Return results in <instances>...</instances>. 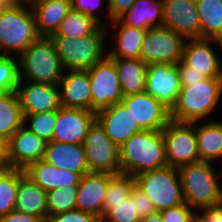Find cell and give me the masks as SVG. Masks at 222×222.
<instances>
[{"label": "cell", "mask_w": 222, "mask_h": 222, "mask_svg": "<svg viewBox=\"0 0 222 222\" xmlns=\"http://www.w3.org/2000/svg\"><path fill=\"white\" fill-rule=\"evenodd\" d=\"M221 100L222 77H206L181 88L177 103L170 111V118L180 123L215 120L211 119V114L217 113Z\"/></svg>", "instance_id": "6da1fadb"}, {"label": "cell", "mask_w": 222, "mask_h": 222, "mask_svg": "<svg viewBox=\"0 0 222 222\" xmlns=\"http://www.w3.org/2000/svg\"><path fill=\"white\" fill-rule=\"evenodd\" d=\"M121 173L132 176L167 166L163 131L142 130L119 147Z\"/></svg>", "instance_id": "7a4b0ae2"}, {"label": "cell", "mask_w": 222, "mask_h": 222, "mask_svg": "<svg viewBox=\"0 0 222 222\" xmlns=\"http://www.w3.org/2000/svg\"><path fill=\"white\" fill-rule=\"evenodd\" d=\"M214 165L199 161L178 168L185 203L195 211L222 202V170Z\"/></svg>", "instance_id": "3957f363"}, {"label": "cell", "mask_w": 222, "mask_h": 222, "mask_svg": "<svg viewBox=\"0 0 222 222\" xmlns=\"http://www.w3.org/2000/svg\"><path fill=\"white\" fill-rule=\"evenodd\" d=\"M19 81L58 85L65 71L51 37L40 36L18 57Z\"/></svg>", "instance_id": "277c9868"}, {"label": "cell", "mask_w": 222, "mask_h": 222, "mask_svg": "<svg viewBox=\"0 0 222 222\" xmlns=\"http://www.w3.org/2000/svg\"><path fill=\"white\" fill-rule=\"evenodd\" d=\"M39 37L31 5L0 7V55L19 57Z\"/></svg>", "instance_id": "5b68a950"}, {"label": "cell", "mask_w": 222, "mask_h": 222, "mask_svg": "<svg viewBox=\"0 0 222 222\" xmlns=\"http://www.w3.org/2000/svg\"><path fill=\"white\" fill-rule=\"evenodd\" d=\"M65 70H89L107 55V29L100 25L92 34L78 39L50 36Z\"/></svg>", "instance_id": "8992f818"}, {"label": "cell", "mask_w": 222, "mask_h": 222, "mask_svg": "<svg viewBox=\"0 0 222 222\" xmlns=\"http://www.w3.org/2000/svg\"><path fill=\"white\" fill-rule=\"evenodd\" d=\"M135 183L152 201L158 212L185 203L177 168L167 165L141 173L135 176Z\"/></svg>", "instance_id": "52a82bcc"}, {"label": "cell", "mask_w": 222, "mask_h": 222, "mask_svg": "<svg viewBox=\"0 0 222 222\" xmlns=\"http://www.w3.org/2000/svg\"><path fill=\"white\" fill-rule=\"evenodd\" d=\"M185 39L166 27L146 30L139 58L146 64H174L182 60Z\"/></svg>", "instance_id": "ba28073f"}, {"label": "cell", "mask_w": 222, "mask_h": 222, "mask_svg": "<svg viewBox=\"0 0 222 222\" xmlns=\"http://www.w3.org/2000/svg\"><path fill=\"white\" fill-rule=\"evenodd\" d=\"M83 146L90 173H121L119 148L97 120L89 127Z\"/></svg>", "instance_id": "9c48e42d"}, {"label": "cell", "mask_w": 222, "mask_h": 222, "mask_svg": "<svg viewBox=\"0 0 222 222\" xmlns=\"http://www.w3.org/2000/svg\"><path fill=\"white\" fill-rule=\"evenodd\" d=\"M162 131L167 165L178 169L200 161L195 122L180 123L170 120Z\"/></svg>", "instance_id": "30bf717a"}, {"label": "cell", "mask_w": 222, "mask_h": 222, "mask_svg": "<svg viewBox=\"0 0 222 222\" xmlns=\"http://www.w3.org/2000/svg\"><path fill=\"white\" fill-rule=\"evenodd\" d=\"M92 112L120 103L123 94L120 88L117 69L113 61L106 55L101 61L88 70Z\"/></svg>", "instance_id": "8fae6325"}, {"label": "cell", "mask_w": 222, "mask_h": 222, "mask_svg": "<svg viewBox=\"0 0 222 222\" xmlns=\"http://www.w3.org/2000/svg\"><path fill=\"white\" fill-rule=\"evenodd\" d=\"M145 81V92L171 111L177 103L182 88L177 65L147 64Z\"/></svg>", "instance_id": "7c38bea8"}, {"label": "cell", "mask_w": 222, "mask_h": 222, "mask_svg": "<svg viewBox=\"0 0 222 222\" xmlns=\"http://www.w3.org/2000/svg\"><path fill=\"white\" fill-rule=\"evenodd\" d=\"M163 27L185 40L201 39L196 0H163Z\"/></svg>", "instance_id": "4fadbf2b"}, {"label": "cell", "mask_w": 222, "mask_h": 222, "mask_svg": "<svg viewBox=\"0 0 222 222\" xmlns=\"http://www.w3.org/2000/svg\"><path fill=\"white\" fill-rule=\"evenodd\" d=\"M219 48L222 51V41L216 39L186 40L182 61L206 77H222V55H219L220 51L216 52Z\"/></svg>", "instance_id": "5bb4252c"}, {"label": "cell", "mask_w": 222, "mask_h": 222, "mask_svg": "<svg viewBox=\"0 0 222 222\" xmlns=\"http://www.w3.org/2000/svg\"><path fill=\"white\" fill-rule=\"evenodd\" d=\"M121 102L142 130L162 131L171 120L170 110L147 92L123 96Z\"/></svg>", "instance_id": "9a60e30c"}, {"label": "cell", "mask_w": 222, "mask_h": 222, "mask_svg": "<svg viewBox=\"0 0 222 222\" xmlns=\"http://www.w3.org/2000/svg\"><path fill=\"white\" fill-rule=\"evenodd\" d=\"M16 92L24 116L59 110L62 107L58 85L19 81Z\"/></svg>", "instance_id": "2e32d148"}, {"label": "cell", "mask_w": 222, "mask_h": 222, "mask_svg": "<svg viewBox=\"0 0 222 222\" xmlns=\"http://www.w3.org/2000/svg\"><path fill=\"white\" fill-rule=\"evenodd\" d=\"M96 120V113L79 108L61 107L52 135L53 141L83 144L89 127Z\"/></svg>", "instance_id": "e0dca14e"}, {"label": "cell", "mask_w": 222, "mask_h": 222, "mask_svg": "<svg viewBox=\"0 0 222 222\" xmlns=\"http://www.w3.org/2000/svg\"><path fill=\"white\" fill-rule=\"evenodd\" d=\"M46 144L47 141L23 125L8 140L11 167L25 170L31 163L42 160Z\"/></svg>", "instance_id": "ac0fdd59"}, {"label": "cell", "mask_w": 222, "mask_h": 222, "mask_svg": "<svg viewBox=\"0 0 222 222\" xmlns=\"http://www.w3.org/2000/svg\"><path fill=\"white\" fill-rule=\"evenodd\" d=\"M96 120L118 148L131 136L142 131L122 102L96 112Z\"/></svg>", "instance_id": "d6986e66"}, {"label": "cell", "mask_w": 222, "mask_h": 222, "mask_svg": "<svg viewBox=\"0 0 222 222\" xmlns=\"http://www.w3.org/2000/svg\"><path fill=\"white\" fill-rule=\"evenodd\" d=\"M106 29L108 57L139 58L141 44L146 30L130 27L120 19L109 22Z\"/></svg>", "instance_id": "ffe728a7"}, {"label": "cell", "mask_w": 222, "mask_h": 222, "mask_svg": "<svg viewBox=\"0 0 222 222\" xmlns=\"http://www.w3.org/2000/svg\"><path fill=\"white\" fill-rule=\"evenodd\" d=\"M58 87L62 107L92 111L90 76L87 70H65Z\"/></svg>", "instance_id": "44dd1931"}, {"label": "cell", "mask_w": 222, "mask_h": 222, "mask_svg": "<svg viewBox=\"0 0 222 222\" xmlns=\"http://www.w3.org/2000/svg\"><path fill=\"white\" fill-rule=\"evenodd\" d=\"M110 174L87 173L77 185L76 209L103 218V201L107 193Z\"/></svg>", "instance_id": "7402d4cb"}, {"label": "cell", "mask_w": 222, "mask_h": 222, "mask_svg": "<svg viewBox=\"0 0 222 222\" xmlns=\"http://www.w3.org/2000/svg\"><path fill=\"white\" fill-rule=\"evenodd\" d=\"M43 160L47 163L81 176L90 173L83 144L49 141L46 144Z\"/></svg>", "instance_id": "603a6c76"}, {"label": "cell", "mask_w": 222, "mask_h": 222, "mask_svg": "<svg viewBox=\"0 0 222 222\" xmlns=\"http://www.w3.org/2000/svg\"><path fill=\"white\" fill-rule=\"evenodd\" d=\"M24 171L46 192L78 185L82 177L79 173L57 168L43 159L31 163Z\"/></svg>", "instance_id": "cb8c5ba5"}, {"label": "cell", "mask_w": 222, "mask_h": 222, "mask_svg": "<svg viewBox=\"0 0 222 222\" xmlns=\"http://www.w3.org/2000/svg\"><path fill=\"white\" fill-rule=\"evenodd\" d=\"M15 210L47 221V192L36 184L23 169H19V186Z\"/></svg>", "instance_id": "d4e9b609"}, {"label": "cell", "mask_w": 222, "mask_h": 222, "mask_svg": "<svg viewBox=\"0 0 222 222\" xmlns=\"http://www.w3.org/2000/svg\"><path fill=\"white\" fill-rule=\"evenodd\" d=\"M40 36L50 37L72 8L70 0H35L31 4Z\"/></svg>", "instance_id": "484cf974"}, {"label": "cell", "mask_w": 222, "mask_h": 222, "mask_svg": "<svg viewBox=\"0 0 222 222\" xmlns=\"http://www.w3.org/2000/svg\"><path fill=\"white\" fill-rule=\"evenodd\" d=\"M204 122V123H203ZM195 122L200 161L222 162V120Z\"/></svg>", "instance_id": "4316f807"}, {"label": "cell", "mask_w": 222, "mask_h": 222, "mask_svg": "<svg viewBox=\"0 0 222 222\" xmlns=\"http://www.w3.org/2000/svg\"><path fill=\"white\" fill-rule=\"evenodd\" d=\"M118 72L123 96L145 92L147 64L140 58L109 57Z\"/></svg>", "instance_id": "83f0119b"}, {"label": "cell", "mask_w": 222, "mask_h": 222, "mask_svg": "<svg viewBox=\"0 0 222 222\" xmlns=\"http://www.w3.org/2000/svg\"><path fill=\"white\" fill-rule=\"evenodd\" d=\"M119 19L130 27L144 30L161 27L163 23V0H135L131 8Z\"/></svg>", "instance_id": "f1b7e54d"}, {"label": "cell", "mask_w": 222, "mask_h": 222, "mask_svg": "<svg viewBox=\"0 0 222 222\" xmlns=\"http://www.w3.org/2000/svg\"><path fill=\"white\" fill-rule=\"evenodd\" d=\"M24 125V115L16 91L0 94V138L9 140Z\"/></svg>", "instance_id": "f546056e"}, {"label": "cell", "mask_w": 222, "mask_h": 222, "mask_svg": "<svg viewBox=\"0 0 222 222\" xmlns=\"http://www.w3.org/2000/svg\"><path fill=\"white\" fill-rule=\"evenodd\" d=\"M201 39L222 41V0H196Z\"/></svg>", "instance_id": "4dcf8cb0"}, {"label": "cell", "mask_w": 222, "mask_h": 222, "mask_svg": "<svg viewBox=\"0 0 222 222\" xmlns=\"http://www.w3.org/2000/svg\"><path fill=\"white\" fill-rule=\"evenodd\" d=\"M100 24L86 13L71 8L61 21L58 29L51 36H65L73 39L83 38L92 34Z\"/></svg>", "instance_id": "1f68e13d"}, {"label": "cell", "mask_w": 222, "mask_h": 222, "mask_svg": "<svg viewBox=\"0 0 222 222\" xmlns=\"http://www.w3.org/2000/svg\"><path fill=\"white\" fill-rule=\"evenodd\" d=\"M135 185V177L132 175L110 174L107 193L103 201V217L111 210V204H119L129 198Z\"/></svg>", "instance_id": "d6a6232c"}, {"label": "cell", "mask_w": 222, "mask_h": 222, "mask_svg": "<svg viewBox=\"0 0 222 222\" xmlns=\"http://www.w3.org/2000/svg\"><path fill=\"white\" fill-rule=\"evenodd\" d=\"M19 169L0 172V218L15 209Z\"/></svg>", "instance_id": "836d02e7"}, {"label": "cell", "mask_w": 222, "mask_h": 222, "mask_svg": "<svg viewBox=\"0 0 222 222\" xmlns=\"http://www.w3.org/2000/svg\"><path fill=\"white\" fill-rule=\"evenodd\" d=\"M77 185L47 192V216L76 209Z\"/></svg>", "instance_id": "e575fe53"}, {"label": "cell", "mask_w": 222, "mask_h": 222, "mask_svg": "<svg viewBox=\"0 0 222 222\" xmlns=\"http://www.w3.org/2000/svg\"><path fill=\"white\" fill-rule=\"evenodd\" d=\"M57 120V110L28 114L24 116V126L38 137L49 142L52 140L55 124Z\"/></svg>", "instance_id": "d590c367"}, {"label": "cell", "mask_w": 222, "mask_h": 222, "mask_svg": "<svg viewBox=\"0 0 222 222\" xmlns=\"http://www.w3.org/2000/svg\"><path fill=\"white\" fill-rule=\"evenodd\" d=\"M18 82V57L0 55V94L16 91Z\"/></svg>", "instance_id": "8d00e7d4"}, {"label": "cell", "mask_w": 222, "mask_h": 222, "mask_svg": "<svg viewBox=\"0 0 222 222\" xmlns=\"http://www.w3.org/2000/svg\"><path fill=\"white\" fill-rule=\"evenodd\" d=\"M140 220L135 203L129 197L119 204H111V210L101 219V222H140Z\"/></svg>", "instance_id": "74e56055"}, {"label": "cell", "mask_w": 222, "mask_h": 222, "mask_svg": "<svg viewBox=\"0 0 222 222\" xmlns=\"http://www.w3.org/2000/svg\"><path fill=\"white\" fill-rule=\"evenodd\" d=\"M103 4L104 6H106L104 9L102 8L104 7ZM71 6L74 10L86 13L88 16H91L100 25L107 26L110 22V17L108 13V0H105V3L104 0H71ZM101 9L105 10L104 12L106 14V17L105 14L103 15V13H99L101 11L103 12V10ZM104 17L106 18V20Z\"/></svg>", "instance_id": "f35d334b"}, {"label": "cell", "mask_w": 222, "mask_h": 222, "mask_svg": "<svg viewBox=\"0 0 222 222\" xmlns=\"http://www.w3.org/2000/svg\"><path fill=\"white\" fill-rule=\"evenodd\" d=\"M46 222H101V219L94 214L73 209L49 216Z\"/></svg>", "instance_id": "ab89813d"}, {"label": "cell", "mask_w": 222, "mask_h": 222, "mask_svg": "<svg viewBox=\"0 0 222 222\" xmlns=\"http://www.w3.org/2000/svg\"><path fill=\"white\" fill-rule=\"evenodd\" d=\"M130 197L135 203L136 213H138L140 218L147 217L157 212L152 201L136 185L133 187Z\"/></svg>", "instance_id": "60d3db41"}, {"label": "cell", "mask_w": 222, "mask_h": 222, "mask_svg": "<svg viewBox=\"0 0 222 222\" xmlns=\"http://www.w3.org/2000/svg\"><path fill=\"white\" fill-rule=\"evenodd\" d=\"M194 212L195 210L184 203L179 206L163 210L160 213L164 222H190Z\"/></svg>", "instance_id": "b9f144b4"}, {"label": "cell", "mask_w": 222, "mask_h": 222, "mask_svg": "<svg viewBox=\"0 0 222 222\" xmlns=\"http://www.w3.org/2000/svg\"><path fill=\"white\" fill-rule=\"evenodd\" d=\"M176 65L179 72L181 87L190 86V83L199 82L206 78L203 73L192 70V67L186 65L182 60Z\"/></svg>", "instance_id": "7bdbcfd3"}, {"label": "cell", "mask_w": 222, "mask_h": 222, "mask_svg": "<svg viewBox=\"0 0 222 222\" xmlns=\"http://www.w3.org/2000/svg\"><path fill=\"white\" fill-rule=\"evenodd\" d=\"M135 0H108L110 22L119 19L132 6Z\"/></svg>", "instance_id": "ee69618b"}, {"label": "cell", "mask_w": 222, "mask_h": 222, "mask_svg": "<svg viewBox=\"0 0 222 222\" xmlns=\"http://www.w3.org/2000/svg\"><path fill=\"white\" fill-rule=\"evenodd\" d=\"M0 222H44L40 217L12 210L0 218Z\"/></svg>", "instance_id": "f6af8a7d"}, {"label": "cell", "mask_w": 222, "mask_h": 222, "mask_svg": "<svg viewBox=\"0 0 222 222\" xmlns=\"http://www.w3.org/2000/svg\"><path fill=\"white\" fill-rule=\"evenodd\" d=\"M12 169L9 159L8 140L0 138V172Z\"/></svg>", "instance_id": "bcb514c9"}, {"label": "cell", "mask_w": 222, "mask_h": 222, "mask_svg": "<svg viewBox=\"0 0 222 222\" xmlns=\"http://www.w3.org/2000/svg\"><path fill=\"white\" fill-rule=\"evenodd\" d=\"M209 222H222V202L211 205L202 210Z\"/></svg>", "instance_id": "7dc6e473"}, {"label": "cell", "mask_w": 222, "mask_h": 222, "mask_svg": "<svg viewBox=\"0 0 222 222\" xmlns=\"http://www.w3.org/2000/svg\"><path fill=\"white\" fill-rule=\"evenodd\" d=\"M140 222H164L160 212H155L147 217L141 218Z\"/></svg>", "instance_id": "c3c4849f"}, {"label": "cell", "mask_w": 222, "mask_h": 222, "mask_svg": "<svg viewBox=\"0 0 222 222\" xmlns=\"http://www.w3.org/2000/svg\"><path fill=\"white\" fill-rule=\"evenodd\" d=\"M190 222H209V220L202 211H195Z\"/></svg>", "instance_id": "681fc988"}, {"label": "cell", "mask_w": 222, "mask_h": 222, "mask_svg": "<svg viewBox=\"0 0 222 222\" xmlns=\"http://www.w3.org/2000/svg\"><path fill=\"white\" fill-rule=\"evenodd\" d=\"M18 3L17 0H0V7L13 6Z\"/></svg>", "instance_id": "f907efd6"}, {"label": "cell", "mask_w": 222, "mask_h": 222, "mask_svg": "<svg viewBox=\"0 0 222 222\" xmlns=\"http://www.w3.org/2000/svg\"><path fill=\"white\" fill-rule=\"evenodd\" d=\"M19 3L31 5L35 0H17Z\"/></svg>", "instance_id": "816d5d0a"}]
</instances>
